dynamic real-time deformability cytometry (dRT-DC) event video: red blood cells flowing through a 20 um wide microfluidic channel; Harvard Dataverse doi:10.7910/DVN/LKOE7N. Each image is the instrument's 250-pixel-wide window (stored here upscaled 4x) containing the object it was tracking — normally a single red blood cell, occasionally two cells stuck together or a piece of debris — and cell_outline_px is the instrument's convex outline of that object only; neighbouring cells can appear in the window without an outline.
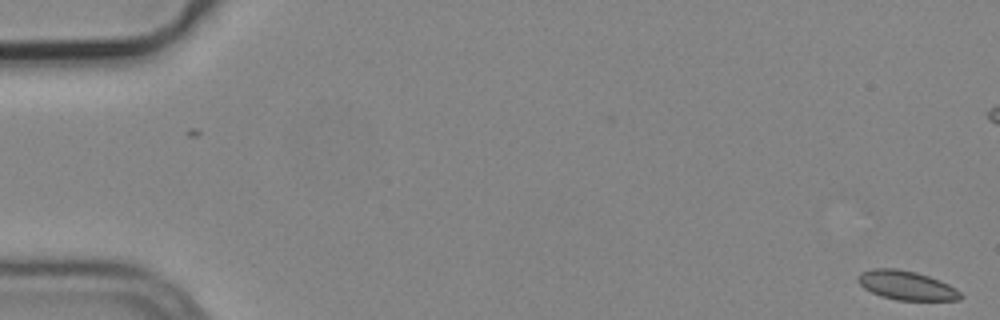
{"species": "common noctule bat (a hibernating species)", "species_latin": "Nyctalus noctula", "temperature_condition": "cold", "stored_images_in_passage": 7, "camera_frame_rate_fps": 3000, "um_per_image_px": 0.085, "animal": {"sex": "male", "body_mass_g": 19.2, "forearm_length_mm": 51.8}, "frame": {"image": 1, "passage_image": 1, "time_ms": 0.0, "image_size_px": [1000, 320], "cell_outline_px": [[964, 296], [960, 300], [896, 300], [880, 296], [864, 288], [856, 280], [860, 272], [872, 268], [896, 268], [916, 272], [940, 280], [956, 288]], "centroid_in_image_um": [77.04, 24.25], "position_along_channel_um": 8.0, "area_um2": 17.51}}
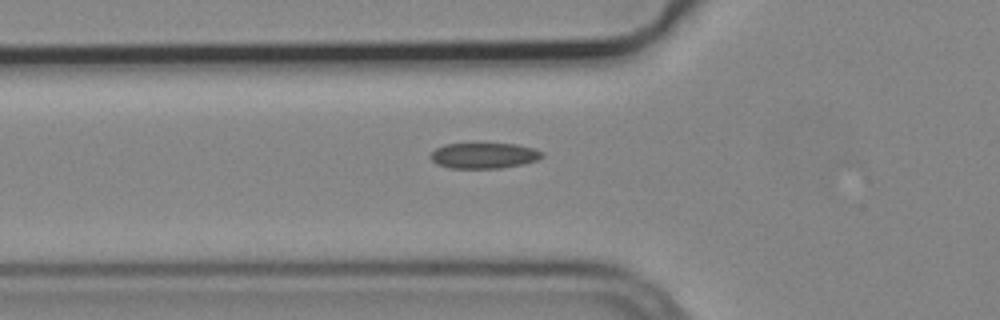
{"frame": {"image": 2, "passage_image": 7, "time_ms": 2.0, "image_size_px": [1000, 320], "cell_outline_px": [[544, 156], [536, 160], [524, 164], [500, 168], [448, 168], [436, 164], [428, 156], [436, 148], [444, 144], [516, 144], [532, 148], [544, 152]], "centroid_in_image_um": [41.12, 13.23], "position_along_channel_um": 84.7, "area_um2": 16.7}}